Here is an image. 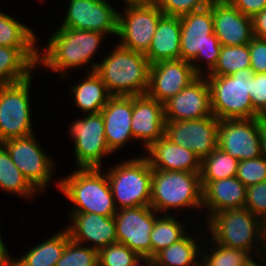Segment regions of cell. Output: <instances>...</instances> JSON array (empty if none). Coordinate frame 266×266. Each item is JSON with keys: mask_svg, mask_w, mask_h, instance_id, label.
Wrapping results in <instances>:
<instances>
[{"mask_svg": "<svg viewBox=\"0 0 266 266\" xmlns=\"http://www.w3.org/2000/svg\"><path fill=\"white\" fill-rule=\"evenodd\" d=\"M150 63L145 54L118 46L100 64H91L112 96L144 95L149 87Z\"/></svg>", "mask_w": 266, "mask_h": 266, "instance_id": "1", "label": "cell"}, {"mask_svg": "<svg viewBox=\"0 0 266 266\" xmlns=\"http://www.w3.org/2000/svg\"><path fill=\"white\" fill-rule=\"evenodd\" d=\"M100 170L80 168L58 181L59 190L75 205L73 213H95L106 217L116 214L118 208L107 175Z\"/></svg>", "mask_w": 266, "mask_h": 266, "instance_id": "2", "label": "cell"}, {"mask_svg": "<svg viewBox=\"0 0 266 266\" xmlns=\"http://www.w3.org/2000/svg\"><path fill=\"white\" fill-rule=\"evenodd\" d=\"M103 35L97 31L59 27L49 39L44 54L39 52L38 64L41 62L63 76L66 69L88 64Z\"/></svg>", "mask_w": 266, "mask_h": 266, "instance_id": "3", "label": "cell"}, {"mask_svg": "<svg viewBox=\"0 0 266 266\" xmlns=\"http://www.w3.org/2000/svg\"><path fill=\"white\" fill-rule=\"evenodd\" d=\"M251 68H244L229 76H208L213 115L219 120L251 119L260 117L253 108Z\"/></svg>", "mask_w": 266, "mask_h": 266, "instance_id": "4", "label": "cell"}, {"mask_svg": "<svg viewBox=\"0 0 266 266\" xmlns=\"http://www.w3.org/2000/svg\"><path fill=\"white\" fill-rule=\"evenodd\" d=\"M180 26V59L190 62L194 71L202 75L194 61L203 58L209 73L217 64L222 47L214 33L212 9L208 6L180 16Z\"/></svg>", "mask_w": 266, "mask_h": 266, "instance_id": "5", "label": "cell"}, {"mask_svg": "<svg viewBox=\"0 0 266 266\" xmlns=\"http://www.w3.org/2000/svg\"><path fill=\"white\" fill-rule=\"evenodd\" d=\"M150 206L156 212L185 206L200 208L202 206L200 172L152 169Z\"/></svg>", "mask_w": 266, "mask_h": 266, "instance_id": "6", "label": "cell"}, {"mask_svg": "<svg viewBox=\"0 0 266 266\" xmlns=\"http://www.w3.org/2000/svg\"><path fill=\"white\" fill-rule=\"evenodd\" d=\"M110 171V172H109ZM107 172L114 203L119 209L150 206L152 168L146 157L129 159Z\"/></svg>", "mask_w": 266, "mask_h": 266, "instance_id": "7", "label": "cell"}, {"mask_svg": "<svg viewBox=\"0 0 266 266\" xmlns=\"http://www.w3.org/2000/svg\"><path fill=\"white\" fill-rule=\"evenodd\" d=\"M206 219L210 243L253 253V242H262V220L246 208L223 210Z\"/></svg>", "mask_w": 266, "mask_h": 266, "instance_id": "8", "label": "cell"}, {"mask_svg": "<svg viewBox=\"0 0 266 266\" xmlns=\"http://www.w3.org/2000/svg\"><path fill=\"white\" fill-rule=\"evenodd\" d=\"M31 78L32 76L22 82L0 85V144L34 134L29 98Z\"/></svg>", "mask_w": 266, "mask_h": 266, "instance_id": "9", "label": "cell"}, {"mask_svg": "<svg viewBox=\"0 0 266 266\" xmlns=\"http://www.w3.org/2000/svg\"><path fill=\"white\" fill-rule=\"evenodd\" d=\"M219 119L214 115L196 120L165 121L164 136L193 151L202 161L218 147Z\"/></svg>", "mask_w": 266, "mask_h": 266, "instance_id": "10", "label": "cell"}, {"mask_svg": "<svg viewBox=\"0 0 266 266\" xmlns=\"http://www.w3.org/2000/svg\"><path fill=\"white\" fill-rule=\"evenodd\" d=\"M125 16L118 13L117 35L121 37L119 45L127 49L146 54L151 46L163 12L156 6L126 7Z\"/></svg>", "mask_w": 266, "mask_h": 266, "instance_id": "11", "label": "cell"}, {"mask_svg": "<svg viewBox=\"0 0 266 266\" xmlns=\"http://www.w3.org/2000/svg\"><path fill=\"white\" fill-rule=\"evenodd\" d=\"M29 183L43 191L51 181L53 161L42 151L34 134L1 143Z\"/></svg>", "mask_w": 266, "mask_h": 266, "instance_id": "12", "label": "cell"}, {"mask_svg": "<svg viewBox=\"0 0 266 266\" xmlns=\"http://www.w3.org/2000/svg\"><path fill=\"white\" fill-rule=\"evenodd\" d=\"M155 214L151 206L117 209L114 215L117 242L125 244L139 256H151L150 233L157 218Z\"/></svg>", "mask_w": 266, "mask_h": 266, "instance_id": "13", "label": "cell"}, {"mask_svg": "<svg viewBox=\"0 0 266 266\" xmlns=\"http://www.w3.org/2000/svg\"><path fill=\"white\" fill-rule=\"evenodd\" d=\"M71 126L75 158L80 168H101V157L112 153L105 138V125L101 113L87 114Z\"/></svg>", "mask_w": 266, "mask_h": 266, "instance_id": "14", "label": "cell"}, {"mask_svg": "<svg viewBox=\"0 0 266 266\" xmlns=\"http://www.w3.org/2000/svg\"><path fill=\"white\" fill-rule=\"evenodd\" d=\"M260 117L219 120L218 147L244 161L261 156Z\"/></svg>", "mask_w": 266, "mask_h": 266, "instance_id": "15", "label": "cell"}, {"mask_svg": "<svg viewBox=\"0 0 266 266\" xmlns=\"http://www.w3.org/2000/svg\"><path fill=\"white\" fill-rule=\"evenodd\" d=\"M198 76L191 63L182 59L151 64L149 87L146 94L164 104Z\"/></svg>", "mask_w": 266, "mask_h": 266, "instance_id": "16", "label": "cell"}, {"mask_svg": "<svg viewBox=\"0 0 266 266\" xmlns=\"http://www.w3.org/2000/svg\"><path fill=\"white\" fill-rule=\"evenodd\" d=\"M118 12L106 0H70L64 28L117 35Z\"/></svg>", "mask_w": 266, "mask_h": 266, "instance_id": "17", "label": "cell"}, {"mask_svg": "<svg viewBox=\"0 0 266 266\" xmlns=\"http://www.w3.org/2000/svg\"><path fill=\"white\" fill-rule=\"evenodd\" d=\"M211 115L210 86L202 75L164 103L165 121L196 120Z\"/></svg>", "mask_w": 266, "mask_h": 266, "instance_id": "18", "label": "cell"}, {"mask_svg": "<svg viewBox=\"0 0 266 266\" xmlns=\"http://www.w3.org/2000/svg\"><path fill=\"white\" fill-rule=\"evenodd\" d=\"M213 28L222 46L248 44L253 35L252 18L244 15L227 0H212Z\"/></svg>", "mask_w": 266, "mask_h": 266, "instance_id": "19", "label": "cell"}, {"mask_svg": "<svg viewBox=\"0 0 266 266\" xmlns=\"http://www.w3.org/2000/svg\"><path fill=\"white\" fill-rule=\"evenodd\" d=\"M164 104L147 94L133 96L131 132L134 139L144 142L147 150L164 136Z\"/></svg>", "mask_w": 266, "mask_h": 266, "instance_id": "20", "label": "cell"}, {"mask_svg": "<svg viewBox=\"0 0 266 266\" xmlns=\"http://www.w3.org/2000/svg\"><path fill=\"white\" fill-rule=\"evenodd\" d=\"M133 96H111L107 105L101 110L105 125V138L109 150L113 153L124 143L133 139L131 120Z\"/></svg>", "mask_w": 266, "mask_h": 266, "instance_id": "21", "label": "cell"}, {"mask_svg": "<svg viewBox=\"0 0 266 266\" xmlns=\"http://www.w3.org/2000/svg\"><path fill=\"white\" fill-rule=\"evenodd\" d=\"M73 224L66 230L70 239L81 244L86 240L93 242V248L100 250L117 242L116 223L113 217L95 213H71ZM85 241V242H84Z\"/></svg>", "mask_w": 266, "mask_h": 266, "instance_id": "22", "label": "cell"}, {"mask_svg": "<svg viewBox=\"0 0 266 266\" xmlns=\"http://www.w3.org/2000/svg\"><path fill=\"white\" fill-rule=\"evenodd\" d=\"M151 168L164 171L200 172L201 160L189 148L172 143L165 136L148 149Z\"/></svg>", "mask_w": 266, "mask_h": 266, "instance_id": "23", "label": "cell"}, {"mask_svg": "<svg viewBox=\"0 0 266 266\" xmlns=\"http://www.w3.org/2000/svg\"><path fill=\"white\" fill-rule=\"evenodd\" d=\"M246 186L236 177L207 181L202 186V207L209 216L223 210L245 208Z\"/></svg>", "mask_w": 266, "mask_h": 266, "instance_id": "24", "label": "cell"}, {"mask_svg": "<svg viewBox=\"0 0 266 266\" xmlns=\"http://www.w3.org/2000/svg\"><path fill=\"white\" fill-rule=\"evenodd\" d=\"M180 38V17L163 15L157 24L151 46L145 54L149 63L180 59Z\"/></svg>", "mask_w": 266, "mask_h": 266, "instance_id": "25", "label": "cell"}, {"mask_svg": "<svg viewBox=\"0 0 266 266\" xmlns=\"http://www.w3.org/2000/svg\"><path fill=\"white\" fill-rule=\"evenodd\" d=\"M35 37L29 27L0 11V46L18 48L36 66L39 51Z\"/></svg>", "mask_w": 266, "mask_h": 266, "instance_id": "26", "label": "cell"}, {"mask_svg": "<svg viewBox=\"0 0 266 266\" xmlns=\"http://www.w3.org/2000/svg\"><path fill=\"white\" fill-rule=\"evenodd\" d=\"M82 83L71 87L75 105L88 114L100 113L112 96L101 78L93 71Z\"/></svg>", "mask_w": 266, "mask_h": 266, "instance_id": "27", "label": "cell"}, {"mask_svg": "<svg viewBox=\"0 0 266 266\" xmlns=\"http://www.w3.org/2000/svg\"><path fill=\"white\" fill-rule=\"evenodd\" d=\"M69 239L67 230L55 234L14 260V266H56Z\"/></svg>", "mask_w": 266, "mask_h": 266, "instance_id": "28", "label": "cell"}, {"mask_svg": "<svg viewBox=\"0 0 266 266\" xmlns=\"http://www.w3.org/2000/svg\"><path fill=\"white\" fill-rule=\"evenodd\" d=\"M35 67L18 48L0 46V85L27 80Z\"/></svg>", "mask_w": 266, "mask_h": 266, "instance_id": "29", "label": "cell"}, {"mask_svg": "<svg viewBox=\"0 0 266 266\" xmlns=\"http://www.w3.org/2000/svg\"><path fill=\"white\" fill-rule=\"evenodd\" d=\"M199 249L195 240L186 235L179 242L156 253L154 258L157 266H199Z\"/></svg>", "mask_w": 266, "mask_h": 266, "instance_id": "30", "label": "cell"}, {"mask_svg": "<svg viewBox=\"0 0 266 266\" xmlns=\"http://www.w3.org/2000/svg\"><path fill=\"white\" fill-rule=\"evenodd\" d=\"M0 188L19 196L23 195L27 199H31L32 194L37 192L13 163L10 154L2 144H0Z\"/></svg>", "mask_w": 266, "mask_h": 266, "instance_id": "31", "label": "cell"}, {"mask_svg": "<svg viewBox=\"0 0 266 266\" xmlns=\"http://www.w3.org/2000/svg\"><path fill=\"white\" fill-rule=\"evenodd\" d=\"M239 160L217 147L201 161V185L236 176Z\"/></svg>", "mask_w": 266, "mask_h": 266, "instance_id": "32", "label": "cell"}, {"mask_svg": "<svg viewBox=\"0 0 266 266\" xmlns=\"http://www.w3.org/2000/svg\"><path fill=\"white\" fill-rule=\"evenodd\" d=\"M155 220V224L152 232L150 233L151 240V256H154L156 253L161 251L164 248L169 247L170 245L179 242L187 234L183 233L184 229L181 225L182 223L178 222L170 214H165Z\"/></svg>", "mask_w": 266, "mask_h": 266, "instance_id": "33", "label": "cell"}, {"mask_svg": "<svg viewBox=\"0 0 266 266\" xmlns=\"http://www.w3.org/2000/svg\"><path fill=\"white\" fill-rule=\"evenodd\" d=\"M250 52L248 44L240 46H222L215 67L208 76H229L244 68H250Z\"/></svg>", "mask_w": 266, "mask_h": 266, "instance_id": "34", "label": "cell"}, {"mask_svg": "<svg viewBox=\"0 0 266 266\" xmlns=\"http://www.w3.org/2000/svg\"><path fill=\"white\" fill-rule=\"evenodd\" d=\"M56 266H99L98 250L69 239Z\"/></svg>", "mask_w": 266, "mask_h": 266, "instance_id": "35", "label": "cell"}, {"mask_svg": "<svg viewBox=\"0 0 266 266\" xmlns=\"http://www.w3.org/2000/svg\"><path fill=\"white\" fill-rule=\"evenodd\" d=\"M250 255L248 251L216 244L210 255H203L199 266H242Z\"/></svg>", "mask_w": 266, "mask_h": 266, "instance_id": "36", "label": "cell"}, {"mask_svg": "<svg viewBox=\"0 0 266 266\" xmlns=\"http://www.w3.org/2000/svg\"><path fill=\"white\" fill-rule=\"evenodd\" d=\"M138 257L136 252L118 242L98 251L99 266H133Z\"/></svg>", "mask_w": 266, "mask_h": 266, "instance_id": "37", "label": "cell"}, {"mask_svg": "<svg viewBox=\"0 0 266 266\" xmlns=\"http://www.w3.org/2000/svg\"><path fill=\"white\" fill-rule=\"evenodd\" d=\"M236 177L246 186L266 181V159L262 156L239 161Z\"/></svg>", "mask_w": 266, "mask_h": 266, "instance_id": "38", "label": "cell"}, {"mask_svg": "<svg viewBox=\"0 0 266 266\" xmlns=\"http://www.w3.org/2000/svg\"><path fill=\"white\" fill-rule=\"evenodd\" d=\"M212 0H159L157 6L167 16H182L202 10L210 5Z\"/></svg>", "mask_w": 266, "mask_h": 266, "instance_id": "39", "label": "cell"}, {"mask_svg": "<svg viewBox=\"0 0 266 266\" xmlns=\"http://www.w3.org/2000/svg\"><path fill=\"white\" fill-rule=\"evenodd\" d=\"M245 208L261 220L266 219V181L246 188Z\"/></svg>", "mask_w": 266, "mask_h": 266, "instance_id": "40", "label": "cell"}, {"mask_svg": "<svg viewBox=\"0 0 266 266\" xmlns=\"http://www.w3.org/2000/svg\"><path fill=\"white\" fill-rule=\"evenodd\" d=\"M250 52V68L256 73H266V39L253 37L248 43Z\"/></svg>", "mask_w": 266, "mask_h": 266, "instance_id": "41", "label": "cell"}, {"mask_svg": "<svg viewBox=\"0 0 266 266\" xmlns=\"http://www.w3.org/2000/svg\"><path fill=\"white\" fill-rule=\"evenodd\" d=\"M253 108L261 115L266 110V73H256L251 77Z\"/></svg>", "mask_w": 266, "mask_h": 266, "instance_id": "42", "label": "cell"}, {"mask_svg": "<svg viewBox=\"0 0 266 266\" xmlns=\"http://www.w3.org/2000/svg\"><path fill=\"white\" fill-rule=\"evenodd\" d=\"M244 15L253 17L266 8V0H227Z\"/></svg>", "mask_w": 266, "mask_h": 266, "instance_id": "43", "label": "cell"}, {"mask_svg": "<svg viewBox=\"0 0 266 266\" xmlns=\"http://www.w3.org/2000/svg\"><path fill=\"white\" fill-rule=\"evenodd\" d=\"M253 35L266 39V8L252 17Z\"/></svg>", "mask_w": 266, "mask_h": 266, "instance_id": "44", "label": "cell"}, {"mask_svg": "<svg viewBox=\"0 0 266 266\" xmlns=\"http://www.w3.org/2000/svg\"><path fill=\"white\" fill-rule=\"evenodd\" d=\"M0 236V266H14V259L8 254L7 248Z\"/></svg>", "mask_w": 266, "mask_h": 266, "instance_id": "45", "label": "cell"}, {"mask_svg": "<svg viewBox=\"0 0 266 266\" xmlns=\"http://www.w3.org/2000/svg\"><path fill=\"white\" fill-rule=\"evenodd\" d=\"M260 145H261V156L266 159V121L260 118Z\"/></svg>", "mask_w": 266, "mask_h": 266, "instance_id": "46", "label": "cell"}, {"mask_svg": "<svg viewBox=\"0 0 266 266\" xmlns=\"http://www.w3.org/2000/svg\"><path fill=\"white\" fill-rule=\"evenodd\" d=\"M159 0H124L126 7L132 6H156Z\"/></svg>", "mask_w": 266, "mask_h": 266, "instance_id": "47", "label": "cell"}, {"mask_svg": "<svg viewBox=\"0 0 266 266\" xmlns=\"http://www.w3.org/2000/svg\"><path fill=\"white\" fill-rule=\"evenodd\" d=\"M141 261H144L145 263H147L146 265L148 266H157L156 265V262H155V258L154 256H139L135 262H134V265L133 266H141V265H138L139 262Z\"/></svg>", "mask_w": 266, "mask_h": 266, "instance_id": "48", "label": "cell"}, {"mask_svg": "<svg viewBox=\"0 0 266 266\" xmlns=\"http://www.w3.org/2000/svg\"><path fill=\"white\" fill-rule=\"evenodd\" d=\"M262 247H264L262 250H264L263 252L266 253V219L262 220V242H261Z\"/></svg>", "mask_w": 266, "mask_h": 266, "instance_id": "49", "label": "cell"}, {"mask_svg": "<svg viewBox=\"0 0 266 266\" xmlns=\"http://www.w3.org/2000/svg\"><path fill=\"white\" fill-rule=\"evenodd\" d=\"M252 255L249 256V258L244 262L242 266H259L251 257Z\"/></svg>", "mask_w": 266, "mask_h": 266, "instance_id": "50", "label": "cell"}, {"mask_svg": "<svg viewBox=\"0 0 266 266\" xmlns=\"http://www.w3.org/2000/svg\"><path fill=\"white\" fill-rule=\"evenodd\" d=\"M260 118L266 121V110L260 115Z\"/></svg>", "mask_w": 266, "mask_h": 266, "instance_id": "51", "label": "cell"}]
</instances>
